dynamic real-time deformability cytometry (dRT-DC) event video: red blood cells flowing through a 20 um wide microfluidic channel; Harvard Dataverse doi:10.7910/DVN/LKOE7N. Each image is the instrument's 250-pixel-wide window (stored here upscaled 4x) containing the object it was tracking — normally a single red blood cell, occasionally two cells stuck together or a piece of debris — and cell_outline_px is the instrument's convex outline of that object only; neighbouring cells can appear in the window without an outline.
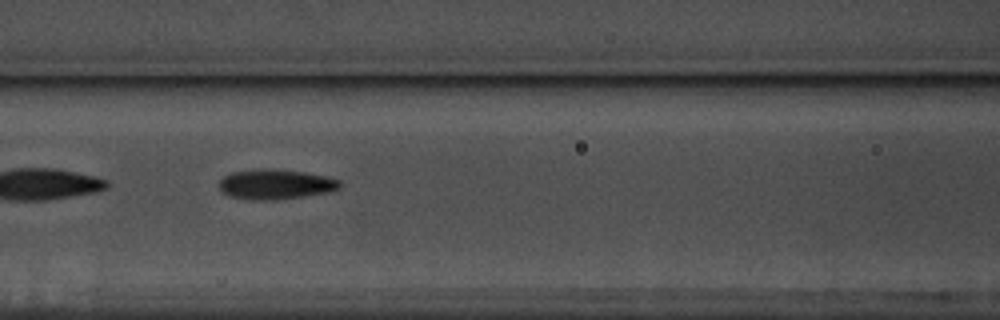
{"species": "common noctule bat (a hibernating species)", "species_latin": "Nyctalus noctula", "temperature_condition": "warm", "stored_images_in_passage": 40, "camera_frame_rate_fps": 3000, "um_per_image_px": 0.085, "animal": {"sex": "male", "body_mass_g": 17.5, "forearm_length_mm": 52.3}, "frame": {"image": 1, "passage_image": 7, "time_ms": 2.0, "image_size_px": [1000, 320], "cell_outline_px": [[340, 188], [328, 192], [304, 196], [272, 200], [256, 200], [228, 196], [220, 188], [220, 180], [224, 176], [232, 172], [260, 168], [272, 168], [304, 172], [324, 176], [340, 180]], "centroid_in_image_um": [23.41, 15.65], "position_along_channel_um": 143.2, "area_um2": 20.98}}
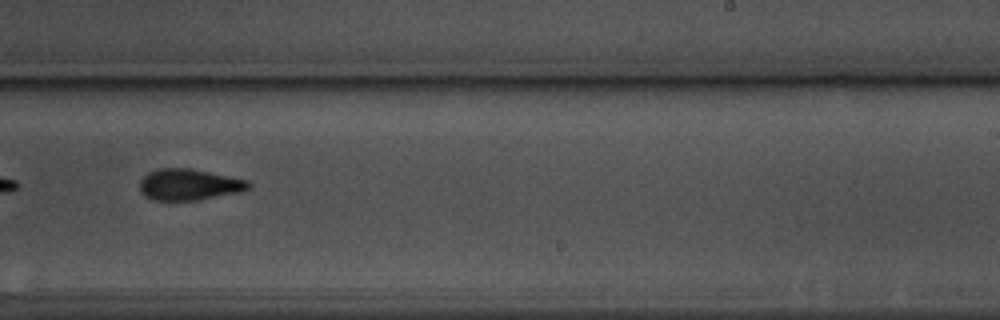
{"frame": {"image": 2, "passage_image": 18, "time_ms": 5.667, "image_size_px": [1000, 320], "cell_outline_px": [[252, 184], [248, 188], [240, 192], [196, 200], [152, 200], [144, 196], [140, 192], [140, 180], [148, 172], [160, 168], [192, 168], [248, 180]], "centroid_in_image_um": [16.05, 15.68], "position_along_channel_um": 273.0, "area_um2": 19.88}}